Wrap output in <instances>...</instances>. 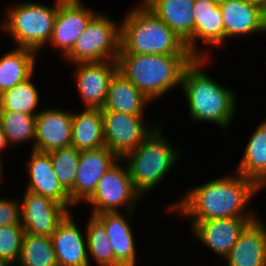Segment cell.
Masks as SVG:
<instances>
[{"mask_svg": "<svg viewBox=\"0 0 266 266\" xmlns=\"http://www.w3.org/2000/svg\"><path fill=\"white\" fill-rule=\"evenodd\" d=\"M119 162V163H118ZM119 159L97 183L92 195L86 200L93 205L91 215L104 212H119L118 207L133 211L140 195L134 188L127 166Z\"/></svg>", "mask_w": 266, "mask_h": 266, "instance_id": "obj_8", "label": "cell"}, {"mask_svg": "<svg viewBox=\"0 0 266 266\" xmlns=\"http://www.w3.org/2000/svg\"><path fill=\"white\" fill-rule=\"evenodd\" d=\"M119 158L106 146L94 150L80 151L79 163L72 187V203L76 206L86 201L94 192L105 172Z\"/></svg>", "mask_w": 266, "mask_h": 266, "instance_id": "obj_13", "label": "cell"}, {"mask_svg": "<svg viewBox=\"0 0 266 266\" xmlns=\"http://www.w3.org/2000/svg\"><path fill=\"white\" fill-rule=\"evenodd\" d=\"M134 211L125 216L119 212H104L94 215L103 225L115 256V266H136V246L132 228L128 222ZM127 219V220H126Z\"/></svg>", "mask_w": 266, "mask_h": 266, "instance_id": "obj_21", "label": "cell"}, {"mask_svg": "<svg viewBox=\"0 0 266 266\" xmlns=\"http://www.w3.org/2000/svg\"><path fill=\"white\" fill-rule=\"evenodd\" d=\"M28 162L27 170L30 180L26 188L27 191L48 197L62 204L67 209L70 206H75L69 194L60 185L48 152L32 149L31 158Z\"/></svg>", "mask_w": 266, "mask_h": 266, "instance_id": "obj_18", "label": "cell"}, {"mask_svg": "<svg viewBox=\"0 0 266 266\" xmlns=\"http://www.w3.org/2000/svg\"><path fill=\"white\" fill-rule=\"evenodd\" d=\"M207 59L193 58L185 67L180 89L186 96L192 121L216 123L224 130L235 115L236 97L231 89L222 87L204 72Z\"/></svg>", "mask_w": 266, "mask_h": 266, "instance_id": "obj_2", "label": "cell"}, {"mask_svg": "<svg viewBox=\"0 0 266 266\" xmlns=\"http://www.w3.org/2000/svg\"><path fill=\"white\" fill-rule=\"evenodd\" d=\"M185 43L194 34L195 0H141Z\"/></svg>", "mask_w": 266, "mask_h": 266, "instance_id": "obj_22", "label": "cell"}, {"mask_svg": "<svg viewBox=\"0 0 266 266\" xmlns=\"http://www.w3.org/2000/svg\"><path fill=\"white\" fill-rule=\"evenodd\" d=\"M31 78L32 76L0 95V111H16L29 115L40 112L34 110L38 106L39 94Z\"/></svg>", "mask_w": 266, "mask_h": 266, "instance_id": "obj_28", "label": "cell"}, {"mask_svg": "<svg viewBox=\"0 0 266 266\" xmlns=\"http://www.w3.org/2000/svg\"><path fill=\"white\" fill-rule=\"evenodd\" d=\"M20 204V224L25 233L49 236L71 212L62 204L26 190Z\"/></svg>", "mask_w": 266, "mask_h": 266, "instance_id": "obj_10", "label": "cell"}, {"mask_svg": "<svg viewBox=\"0 0 266 266\" xmlns=\"http://www.w3.org/2000/svg\"><path fill=\"white\" fill-rule=\"evenodd\" d=\"M244 151L236 172L262 189L266 186V119L256 127Z\"/></svg>", "mask_w": 266, "mask_h": 266, "instance_id": "obj_25", "label": "cell"}, {"mask_svg": "<svg viewBox=\"0 0 266 266\" xmlns=\"http://www.w3.org/2000/svg\"><path fill=\"white\" fill-rule=\"evenodd\" d=\"M29 48H15L0 58V95L34 74L35 55Z\"/></svg>", "mask_w": 266, "mask_h": 266, "instance_id": "obj_26", "label": "cell"}, {"mask_svg": "<svg viewBox=\"0 0 266 266\" xmlns=\"http://www.w3.org/2000/svg\"><path fill=\"white\" fill-rule=\"evenodd\" d=\"M121 41V26L105 15L97 14L76 39L65 56L71 63L117 61Z\"/></svg>", "mask_w": 266, "mask_h": 266, "instance_id": "obj_7", "label": "cell"}, {"mask_svg": "<svg viewBox=\"0 0 266 266\" xmlns=\"http://www.w3.org/2000/svg\"><path fill=\"white\" fill-rule=\"evenodd\" d=\"M225 41L264 31V7L248 0H219Z\"/></svg>", "mask_w": 266, "mask_h": 266, "instance_id": "obj_16", "label": "cell"}, {"mask_svg": "<svg viewBox=\"0 0 266 266\" xmlns=\"http://www.w3.org/2000/svg\"><path fill=\"white\" fill-rule=\"evenodd\" d=\"M2 169H3L2 168V162H1V158H0V180H2L1 178H2V175H3V173H2L3 170Z\"/></svg>", "mask_w": 266, "mask_h": 266, "instance_id": "obj_38", "label": "cell"}, {"mask_svg": "<svg viewBox=\"0 0 266 266\" xmlns=\"http://www.w3.org/2000/svg\"><path fill=\"white\" fill-rule=\"evenodd\" d=\"M78 228L69 213L51 235L58 266H90L86 236Z\"/></svg>", "mask_w": 266, "mask_h": 266, "instance_id": "obj_19", "label": "cell"}, {"mask_svg": "<svg viewBox=\"0 0 266 266\" xmlns=\"http://www.w3.org/2000/svg\"><path fill=\"white\" fill-rule=\"evenodd\" d=\"M249 223L247 218H222L191 222V226L200 242L225 258Z\"/></svg>", "mask_w": 266, "mask_h": 266, "instance_id": "obj_17", "label": "cell"}, {"mask_svg": "<svg viewBox=\"0 0 266 266\" xmlns=\"http://www.w3.org/2000/svg\"><path fill=\"white\" fill-rule=\"evenodd\" d=\"M20 266H58L51 237L24 233Z\"/></svg>", "mask_w": 266, "mask_h": 266, "instance_id": "obj_27", "label": "cell"}, {"mask_svg": "<svg viewBox=\"0 0 266 266\" xmlns=\"http://www.w3.org/2000/svg\"><path fill=\"white\" fill-rule=\"evenodd\" d=\"M151 101L118 70L111 77L102 111L144 116L143 108Z\"/></svg>", "mask_w": 266, "mask_h": 266, "instance_id": "obj_23", "label": "cell"}, {"mask_svg": "<svg viewBox=\"0 0 266 266\" xmlns=\"http://www.w3.org/2000/svg\"><path fill=\"white\" fill-rule=\"evenodd\" d=\"M72 146L79 151L105 146L101 109L85 108L80 113L72 112Z\"/></svg>", "mask_w": 266, "mask_h": 266, "instance_id": "obj_24", "label": "cell"}, {"mask_svg": "<svg viewBox=\"0 0 266 266\" xmlns=\"http://www.w3.org/2000/svg\"><path fill=\"white\" fill-rule=\"evenodd\" d=\"M224 260L227 266H266V227L259 218L244 228Z\"/></svg>", "mask_w": 266, "mask_h": 266, "instance_id": "obj_20", "label": "cell"}, {"mask_svg": "<svg viewBox=\"0 0 266 266\" xmlns=\"http://www.w3.org/2000/svg\"><path fill=\"white\" fill-rule=\"evenodd\" d=\"M158 128L150 133L142 143L126 154L122 160L128 162V168L132 184L135 190L144 195L159 184L179 158V152L168 143Z\"/></svg>", "mask_w": 266, "mask_h": 266, "instance_id": "obj_5", "label": "cell"}, {"mask_svg": "<svg viewBox=\"0 0 266 266\" xmlns=\"http://www.w3.org/2000/svg\"><path fill=\"white\" fill-rule=\"evenodd\" d=\"M96 14L80 0H60L49 44L66 56Z\"/></svg>", "mask_w": 266, "mask_h": 266, "instance_id": "obj_11", "label": "cell"}, {"mask_svg": "<svg viewBox=\"0 0 266 266\" xmlns=\"http://www.w3.org/2000/svg\"><path fill=\"white\" fill-rule=\"evenodd\" d=\"M53 164L55 175L62 188L69 194L72 201V187L80 158V151L73 146L59 148L48 152Z\"/></svg>", "mask_w": 266, "mask_h": 266, "instance_id": "obj_31", "label": "cell"}, {"mask_svg": "<svg viewBox=\"0 0 266 266\" xmlns=\"http://www.w3.org/2000/svg\"><path fill=\"white\" fill-rule=\"evenodd\" d=\"M193 10L194 34L186 42V46L194 57H207L208 54L197 49V40L200 39L212 47H218L225 41L219 0H195Z\"/></svg>", "mask_w": 266, "mask_h": 266, "instance_id": "obj_15", "label": "cell"}, {"mask_svg": "<svg viewBox=\"0 0 266 266\" xmlns=\"http://www.w3.org/2000/svg\"><path fill=\"white\" fill-rule=\"evenodd\" d=\"M53 7L37 2H24L9 7L2 29L16 41L17 47L39 52L49 42L60 0Z\"/></svg>", "mask_w": 266, "mask_h": 266, "instance_id": "obj_6", "label": "cell"}, {"mask_svg": "<svg viewBox=\"0 0 266 266\" xmlns=\"http://www.w3.org/2000/svg\"><path fill=\"white\" fill-rule=\"evenodd\" d=\"M248 1L258 3V4L262 5L264 8L266 7V0H248Z\"/></svg>", "mask_w": 266, "mask_h": 266, "instance_id": "obj_36", "label": "cell"}, {"mask_svg": "<svg viewBox=\"0 0 266 266\" xmlns=\"http://www.w3.org/2000/svg\"><path fill=\"white\" fill-rule=\"evenodd\" d=\"M235 173V176L215 178L194 187L168 210L175 209L181 216L189 217L190 222L222 218H247L253 222L257 214L248 212L246 208L261 188L254 181Z\"/></svg>", "mask_w": 266, "mask_h": 266, "instance_id": "obj_1", "label": "cell"}, {"mask_svg": "<svg viewBox=\"0 0 266 266\" xmlns=\"http://www.w3.org/2000/svg\"><path fill=\"white\" fill-rule=\"evenodd\" d=\"M193 55L128 54L121 46L117 58L118 71L150 101L181 87L185 67Z\"/></svg>", "mask_w": 266, "mask_h": 266, "instance_id": "obj_3", "label": "cell"}, {"mask_svg": "<svg viewBox=\"0 0 266 266\" xmlns=\"http://www.w3.org/2000/svg\"><path fill=\"white\" fill-rule=\"evenodd\" d=\"M0 124L9 145L34 140L36 131V115L16 111H0Z\"/></svg>", "mask_w": 266, "mask_h": 266, "instance_id": "obj_30", "label": "cell"}, {"mask_svg": "<svg viewBox=\"0 0 266 266\" xmlns=\"http://www.w3.org/2000/svg\"><path fill=\"white\" fill-rule=\"evenodd\" d=\"M105 146L119 159L137 148L155 127L145 125L144 116L102 111Z\"/></svg>", "mask_w": 266, "mask_h": 266, "instance_id": "obj_9", "label": "cell"}, {"mask_svg": "<svg viewBox=\"0 0 266 266\" xmlns=\"http://www.w3.org/2000/svg\"><path fill=\"white\" fill-rule=\"evenodd\" d=\"M86 229L88 257L92 256L97 266H115V256L104 225L91 215Z\"/></svg>", "mask_w": 266, "mask_h": 266, "instance_id": "obj_29", "label": "cell"}, {"mask_svg": "<svg viewBox=\"0 0 266 266\" xmlns=\"http://www.w3.org/2000/svg\"><path fill=\"white\" fill-rule=\"evenodd\" d=\"M20 201L0 198V227L20 224Z\"/></svg>", "mask_w": 266, "mask_h": 266, "instance_id": "obj_33", "label": "cell"}, {"mask_svg": "<svg viewBox=\"0 0 266 266\" xmlns=\"http://www.w3.org/2000/svg\"><path fill=\"white\" fill-rule=\"evenodd\" d=\"M266 32V7L264 8V31Z\"/></svg>", "mask_w": 266, "mask_h": 266, "instance_id": "obj_37", "label": "cell"}, {"mask_svg": "<svg viewBox=\"0 0 266 266\" xmlns=\"http://www.w3.org/2000/svg\"><path fill=\"white\" fill-rule=\"evenodd\" d=\"M8 146H9V143L7 141L6 135L3 132V129L0 124V155L3 149L8 148Z\"/></svg>", "mask_w": 266, "mask_h": 266, "instance_id": "obj_34", "label": "cell"}, {"mask_svg": "<svg viewBox=\"0 0 266 266\" xmlns=\"http://www.w3.org/2000/svg\"><path fill=\"white\" fill-rule=\"evenodd\" d=\"M73 74L85 108L102 109L111 77L118 70L117 61H96L75 64Z\"/></svg>", "mask_w": 266, "mask_h": 266, "instance_id": "obj_12", "label": "cell"}, {"mask_svg": "<svg viewBox=\"0 0 266 266\" xmlns=\"http://www.w3.org/2000/svg\"><path fill=\"white\" fill-rule=\"evenodd\" d=\"M25 230L21 224H9L0 227V259L17 262L21 253Z\"/></svg>", "mask_w": 266, "mask_h": 266, "instance_id": "obj_32", "label": "cell"}, {"mask_svg": "<svg viewBox=\"0 0 266 266\" xmlns=\"http://www.w3.org/2000/svg\"><path fill=\"white\" fill-rule=\"evenodd\" d=\"M15 263L5 260V259H0V266H14Z\"/></svg>", "mask_w": 266, "mask_h": 266, "instance_id": "obj_35", "label": "cell"}, {"mask_svg": "<svg viewBox=\"0 0 266 266\" xmlns=\"http://www.w3.org/2000/svg\"><path fill=\"white\" fill-rule=\"evenodd\" d=\"M72 146V112L49 108L36 115L33 150L50 152Z\"/></svg>", "mask_w": 266, "mask_h": 266, "instance_id": "obj_14", "label": "cell"}, {"mask_svg": "<svg viewBox=\"0 0 266 266\" xmlns=\"http://www.w3.org/2000/svg\"><path fill=\"white\" fill-rule=\"evenodd\" d=\"M120 46L128 54L192 55L186 43L143 2L126 13Z\"/></svg>", "mask_w": 266, "mask_h": 266, "instance_id": "obj_4", "label": "cell"}]
</instances>
